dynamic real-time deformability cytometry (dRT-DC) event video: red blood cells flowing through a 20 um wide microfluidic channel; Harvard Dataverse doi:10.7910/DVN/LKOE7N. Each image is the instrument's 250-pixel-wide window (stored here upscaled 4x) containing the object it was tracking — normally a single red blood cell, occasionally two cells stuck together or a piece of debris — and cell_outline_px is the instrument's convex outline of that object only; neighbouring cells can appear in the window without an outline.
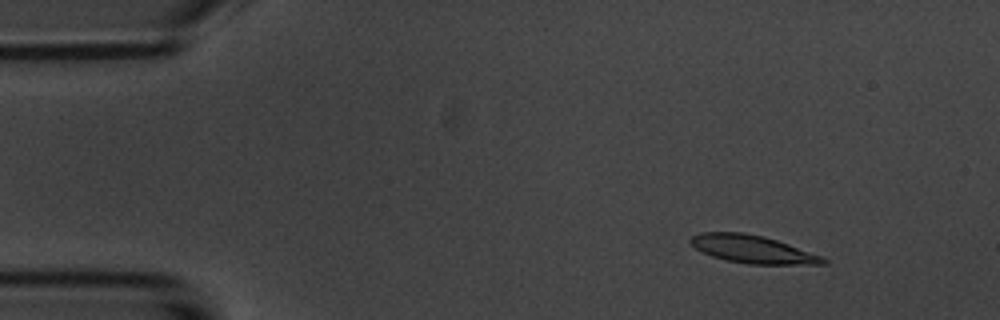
{"species": "common noctule bat (a hibernating species)", "species_latin": "Nyctalus noctula", "temperature_condition": "room temperature", "stored_images_in_passage": 4, "camera_frame_rate_fps": 3000, "um_per_image_px": 0.085, "animal": {"sex": "male", "body_mass_g": 20.1, "forearm_length_mm": 53.5}, "frame": {"image": 1, "passage_image": 2, "time_ms": 1.333, "image_size_px": [1000, 320], "cell_outline_px": [[828, 264], [748, 264], [728, 260], [712, 256], [696, 248], [688, 240], [692, 236], [700, 232], [740, 232], [764, 236], [824, 256], [828, 260]], "centroid_in_image_um": [64.01, 21.18], "position_along_channel_um": 21.0, "area_um2": 21.39}}